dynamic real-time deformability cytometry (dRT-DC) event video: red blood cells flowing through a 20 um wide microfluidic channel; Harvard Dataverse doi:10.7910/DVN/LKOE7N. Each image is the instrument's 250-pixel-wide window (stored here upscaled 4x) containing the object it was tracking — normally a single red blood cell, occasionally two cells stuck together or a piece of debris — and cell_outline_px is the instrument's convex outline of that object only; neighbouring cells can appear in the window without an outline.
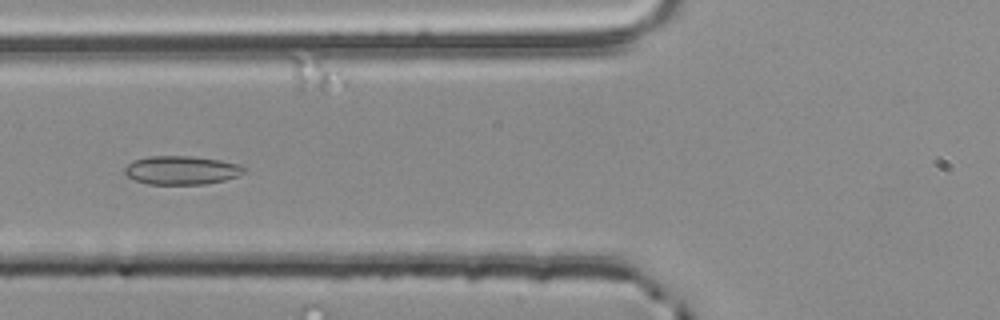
{"species": "common noctule bat (a hibernating species)", "species_latin": "Nyctalus noctula", "temperature_condition": "room temperature", "stored_images_in_passage": 14, "camera_frame_rate_fps": 3000, "um_per_image_px": 0.085, "animal": {"sex": "male", "body_mass_g": 20.4}, "frame": {"image": 1, "passage_image": 7, "time_ms": 2.0, "image_size_px": [1000, 320], "cell_outline_px": [[244, 172], [236, 176], [224, 180], [204, 184], [148, 184], [136, 180], [128, 176], [124, 172], [124, 168], [132, 160], [148, 156], [192, 156], [220, 160], [240, 164], [244, 168]], "centroid_in_image_um": [15.4, 14.46], "position_along_channel_um": 110.4, "area_um2": 19.83}}
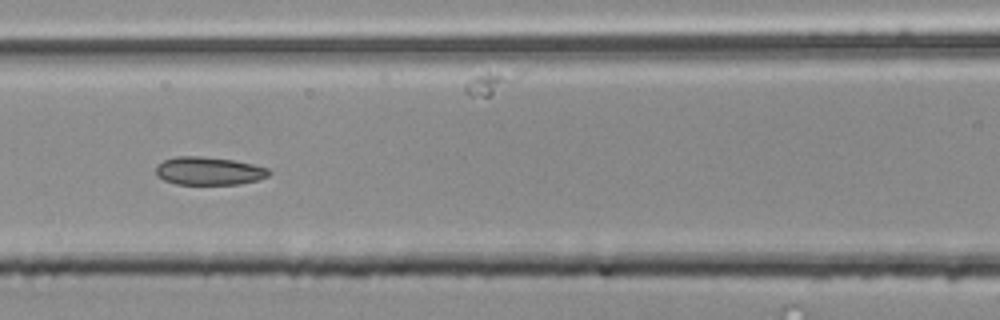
{"frame": {"image": 2, "passage_image": 10, "time_ms": 3.0, "image_size_px": [1000, 320], "cell_outline_px": [[272, 172], [268, 176], [256, 180], [240, 184], [176, 184], [164, 180], [156, 176], [156, 164], [164, 160], [176, 156], [200, 156], [232, 160], [252, 164], [268, 168]], "centroid_in_image_um": [17.72, 14.53], "position_along_channel_um": 148.9, "area_um2": 18.5}}